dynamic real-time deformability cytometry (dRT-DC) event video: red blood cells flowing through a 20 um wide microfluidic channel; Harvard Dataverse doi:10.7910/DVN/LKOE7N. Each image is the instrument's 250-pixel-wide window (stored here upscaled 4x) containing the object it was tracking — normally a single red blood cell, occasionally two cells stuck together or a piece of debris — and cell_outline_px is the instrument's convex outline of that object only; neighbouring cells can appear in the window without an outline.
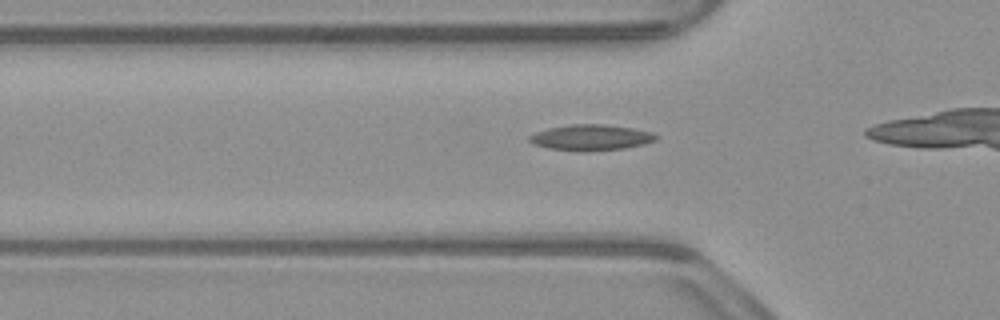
{"species": "common noctule bat (a hibernating species)", "species_latin": "Nyctalus noctula", "temperature_condition": "warm", "stored_images_in_passage": 26, "camera_frame_rate_fps": 3000, "um_per_image_px": 0.085, "animal": {"sex": "male", "body_mass_g": 23.1, "forearm_length_mm": 52.7}, "frame": {"image": 1, "passage_image": 11, "time_ms": 3.333, "image_size_px": [1000, 320], "cell_outline_px": [[660, 136], [656, 140], [644, 144], [624, 148], [588, 152], [584, 152], [548, 148], [532, 144], [528, 140], [528, 136], [536, 132], [548, 128], [572, 124], [604, 124], [632, 128], [652, 132]], "centroid_in_image_um": [50.23, 11.69], "position_along_channel_um": 75.6, "area_um2": 19.25}}
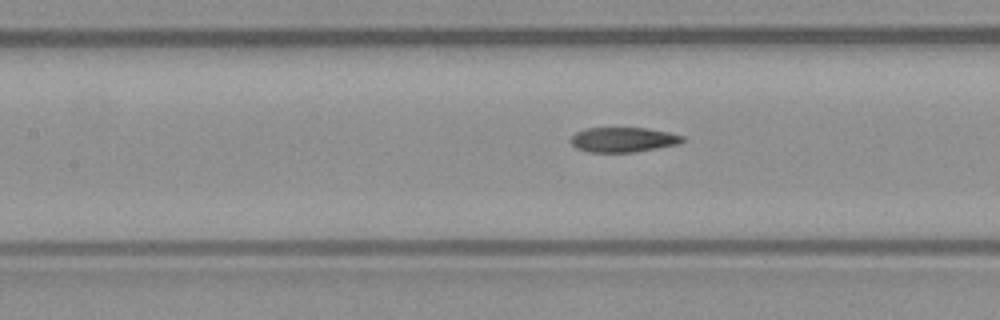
{"frame": {"image": 2, "passage_image": 17, "time_ms": 5.333, "image_size_px": [1000, 320], "cell_outline_px": [[684, 140], [680, 144], [636, 152], [588, 152], [576, 148], [572, 144], [572, 136], [576, 132], [584, 128], [648, 128], [668, 132], [684, 136]], "centroid_in_image_um": [52.99, 11.87], "position_along_channel_um": 154.4, "area_um2": 16.24}}
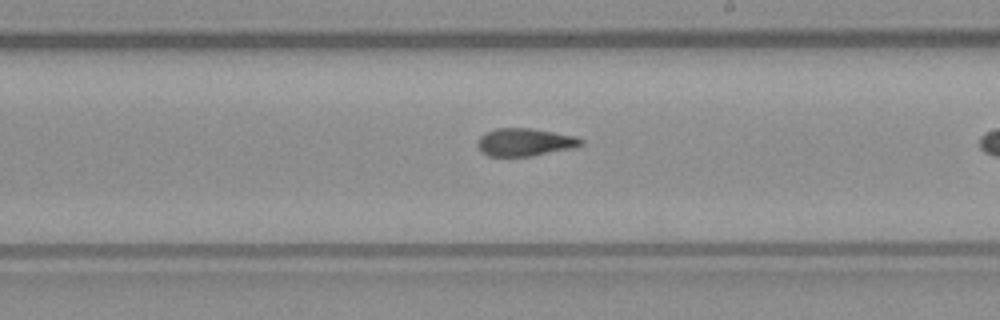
{"frame": {"image": 3, "passage_image": 24, "time_ms": 7.667, "image_size_px": [1000, 320], "cell_outline_px": [[584, 144], [572, 148], [532, 156], [488, 156], [480, 152], [476, 144], [476, 140], [484, 132], [496, 128], [532, 128], [576, 136], [584, 140]], "centroid_in_image_um": [44.57, 12.08], "position_along_channel_um": 244.4, "area_um2": 16.99}}